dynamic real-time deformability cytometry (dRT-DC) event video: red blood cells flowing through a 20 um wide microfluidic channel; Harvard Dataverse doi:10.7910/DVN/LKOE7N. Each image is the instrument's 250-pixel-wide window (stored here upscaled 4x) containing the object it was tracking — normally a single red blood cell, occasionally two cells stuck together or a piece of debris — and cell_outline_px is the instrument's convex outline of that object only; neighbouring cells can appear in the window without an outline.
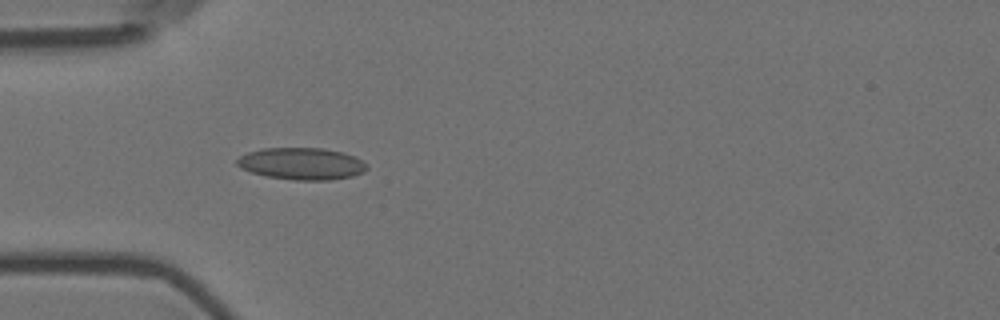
{"species": "Egyptian fruit bat (a non-hibernating species)", "species_latin": "Rousettus aegyptiacus", "temperature_condition": "room temperature", "stored_images_in_passage": 6, "camera_frame_rate_fps": 3000, "um_per_image_px": 0.085, "animal": {"sex": "female"}, "frame": {"image": 1, "passage_image": 1, "time_ms": 0.0, "image_size_px": [1000, 320], "cell_outline_px": [[368, 168], [364, 172], [352, 176], [332, 180], [292, 180], [264, 176], [240, 168], [236, 164], [236, 160], [240, 156], [248, 152], [264, 148], [324, 148], [344, 152], [356, 156], [368, 164]], "centroid_in_image_um": [25.67, 13.91], "position_along_channel_um": 59.3, "area_um2": 24.51}}